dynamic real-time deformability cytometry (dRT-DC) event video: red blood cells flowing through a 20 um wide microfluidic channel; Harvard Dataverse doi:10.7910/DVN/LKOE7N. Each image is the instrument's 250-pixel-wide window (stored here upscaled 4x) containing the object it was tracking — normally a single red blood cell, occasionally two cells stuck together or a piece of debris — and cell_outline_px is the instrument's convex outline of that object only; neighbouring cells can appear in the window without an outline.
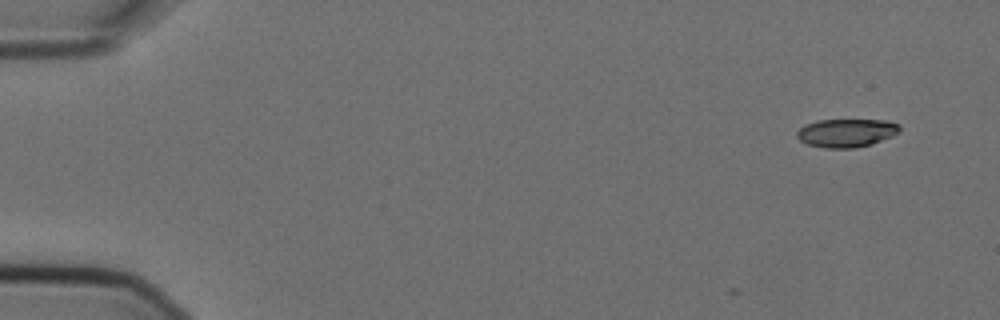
{"species": "Egyptian fruit bat (a non-hibernating species)", "species_latin": "Rousettus aegyptiacus", "temperature_condition": "cold", "stored_images_in_passage": 5, "camera_frame_rate_fps": 3000, "um_per_image_px": 0.085, "animal": {"sex": "female"}, "frame": {"image": 1, "passage_image": 1, "time_ms": 0.0, "image_size_px": [1000, 320], "cell_outline_px": [[900, 132], [892, 136], [872, 144], [856, 148], [824, 148], [808, 144], [800, 140], [796, 136], [796, 132], [804, 124], [816, 120], [884, 120], [900, 124]], "centroid_in_image_um": [71.94, 11.29], "position_along_channel_um": 13.1, "area_um2": 17.11}}
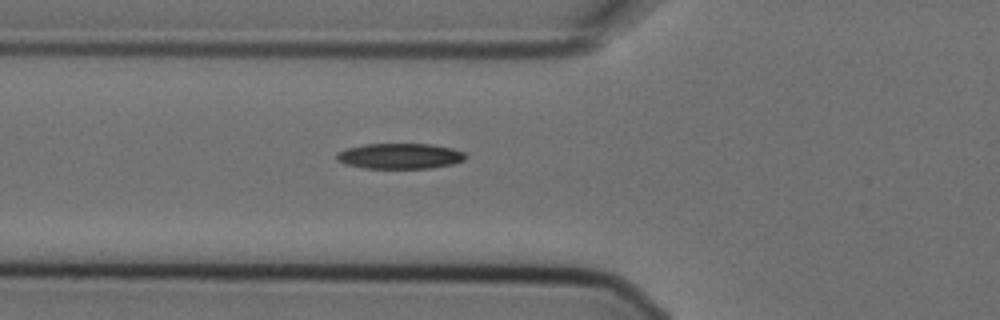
{"frame": {"image": 2, "passage_image": 5, "time_ms": 1.333, "image_size_px": [1000, 320], "cell_outline_px": [[468, 156], [464, 160], [452, 164], [428, 168], [364, 168], [344, 164], [336, 160], [336, 152], [348, 148], [364, 144], [432, 144], [452, 148], [464, 152]], "centroid_in_image_um": [33.98, 13.26], "position_along_channel_um": 91.8, "area_um2": 19.25}}